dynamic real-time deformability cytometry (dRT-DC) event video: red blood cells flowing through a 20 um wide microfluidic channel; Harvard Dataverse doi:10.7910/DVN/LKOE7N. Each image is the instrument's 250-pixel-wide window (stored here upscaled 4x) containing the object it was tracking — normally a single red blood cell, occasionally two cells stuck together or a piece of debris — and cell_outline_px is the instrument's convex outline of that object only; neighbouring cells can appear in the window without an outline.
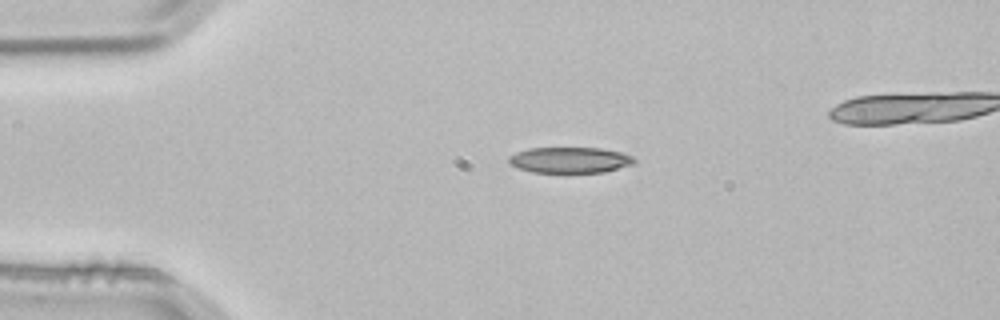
{"species": "common noctule bat (a hibernating species)", "species_latin": "Nyctalus noctula", "temperature_condition": "room temperature", "stored_images_in_passage": 2, "camera_frame_rate_fps": 3000, "um_per_image_px": 0.085, "animal": {"sex": "male", "body_mass_g": 21.5, "forearm_length_mm": 52.0}, "frame": {"image": 1, "passage_image": 1, "time_ms": 0.0, "image_size_px": [1000, 320], "cell_outline_px": [[636, 164], [604, 172], [532, 172], [508, 164], [508, 156], [516, 152], [528, 148], [600, 148], [620, 152], [632, 156], [636, 160]], "centroid_in_image_um": [48.45, 13.6], "position_along_channel_um": 36.6, "area_um2": 18.96}}